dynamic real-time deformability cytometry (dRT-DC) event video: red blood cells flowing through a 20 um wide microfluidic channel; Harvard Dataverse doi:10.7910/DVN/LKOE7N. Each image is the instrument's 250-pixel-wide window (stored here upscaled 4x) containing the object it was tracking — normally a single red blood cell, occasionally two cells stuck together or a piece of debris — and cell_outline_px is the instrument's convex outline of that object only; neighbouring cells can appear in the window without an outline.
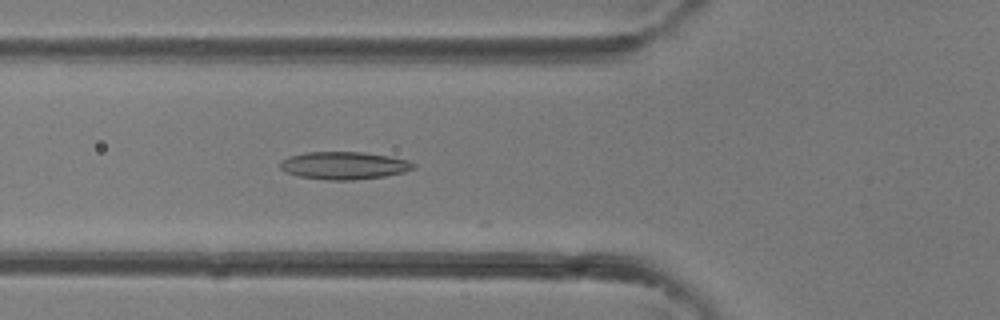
{"species": "common noctule bat (a hibernating species)", "species_latin": "Nyctalus noctula", "temperature_condition": "room temperature", "stored_images_in_passage": 27, "camera_frame_rate_fps": 3000, "um_per_image_px": 0.085, "animal": {"sex": "female"}, "frame": {"image": 1, "passage_image": 14, "time_ms": 4.333, "image_size_px": [1000, 320], "cell_outline_px": [[416, 168], [404, 172], [384, 176], [352, 180], [328, 180], [300, 176], [284, 172], [280, 168], [280, 160], [288, 156], [304, 152], [364, 152], [392, 156], [408, 160], [416, 164]], "centroid_in_image_um": [29.25, 14.06], "position_along_channel_um": 96.6, "area_um2": 21.68}}
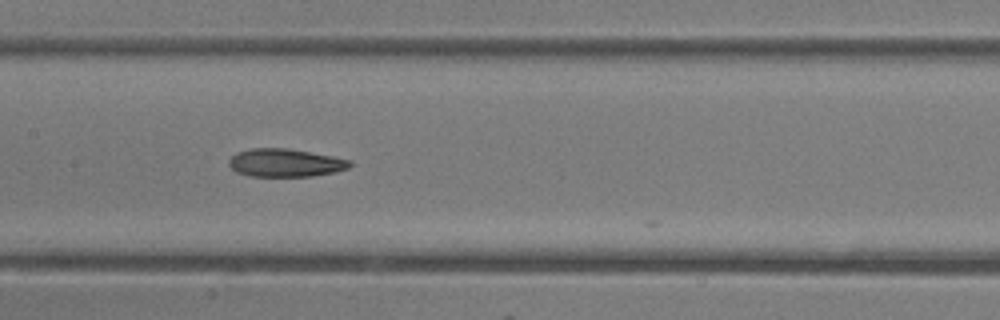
{"frame": {"image": 2, "passage_image": 19, "time_ms": 6.0, "image_size_px": [1000, 320], "cell_outline_px": [[352, 164], [348, 168], [336, 172], [312, 176], [252, 176], [236, 172], [228, 164], [228, 160], [236, 152], [252, 148], [288, 148], [332, 156], [352, 160]], "centroid_in_image_um": [24.26, 13.83], "position_along_channel_um": 183.1, "area_um2": 19.83}}
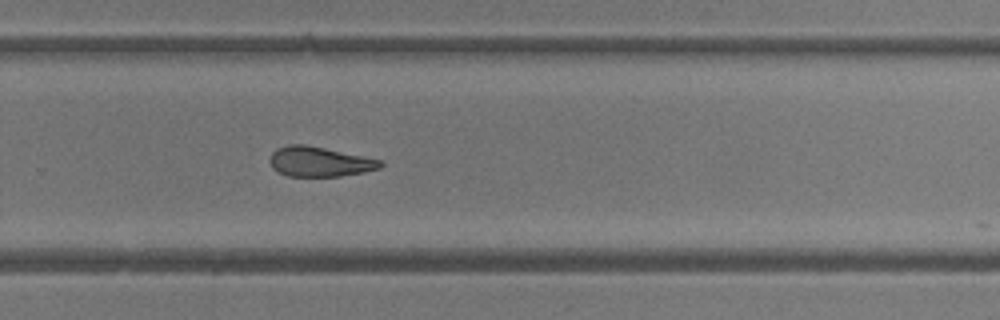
{"frame": {"image": 3, "passage_image": 26, "time_ms": 8.333, "image_size_px": [1000, 320], "cell_outline_px": [[384, 164], [380, 168], [364, 172], [340, 176], [288, 176], [276, 172], [272, 168], [268, 160], [272, 152], [276, 148], [288, 144], [304, 144], [384, 160]], "centroid_in_image_um": [27.14, 13.74], "position_along_channel_um": 302.7, "area_um2": 19.48}}